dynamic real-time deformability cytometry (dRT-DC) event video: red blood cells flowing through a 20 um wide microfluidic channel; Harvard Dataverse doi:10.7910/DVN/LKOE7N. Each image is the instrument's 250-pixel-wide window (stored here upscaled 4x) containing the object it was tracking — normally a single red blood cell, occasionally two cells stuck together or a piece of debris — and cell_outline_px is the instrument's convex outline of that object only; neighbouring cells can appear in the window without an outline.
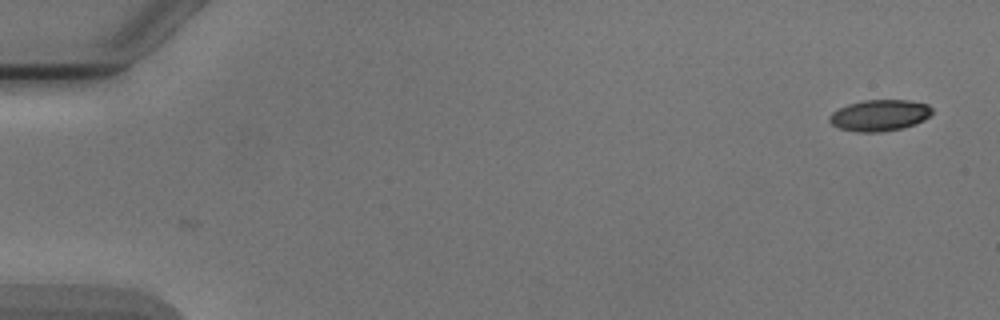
{"species": "Egyptian fruit bat (a non-hibernating species)", "species_latin": "Rousettus aegyptiacus", "temperature_condition": "cold", "stored_images_in_passage": 4, "camera_frame_rate_fps": 3000, "um_per_image_px": 0.085, "animal": {"sex": "male"}, "frame": {"image": 1, "passage_image": 1, "time_ms": 0.0, "image_size_px": [1000, 320], "cell_outline_px": [[932, 112], [924, 120], [900, 128], [880, 132], [856, 132], [840, 128], [832, 124], [828, 120], [828, 116], [832, 112], [848, 104], [864, 100], [908, 100], [928, 104], [932, 108]], "centroid_in_image_um": [74.74, 9.79], "position_along_channel_um": 10.3, "area_um2": 18.55}}